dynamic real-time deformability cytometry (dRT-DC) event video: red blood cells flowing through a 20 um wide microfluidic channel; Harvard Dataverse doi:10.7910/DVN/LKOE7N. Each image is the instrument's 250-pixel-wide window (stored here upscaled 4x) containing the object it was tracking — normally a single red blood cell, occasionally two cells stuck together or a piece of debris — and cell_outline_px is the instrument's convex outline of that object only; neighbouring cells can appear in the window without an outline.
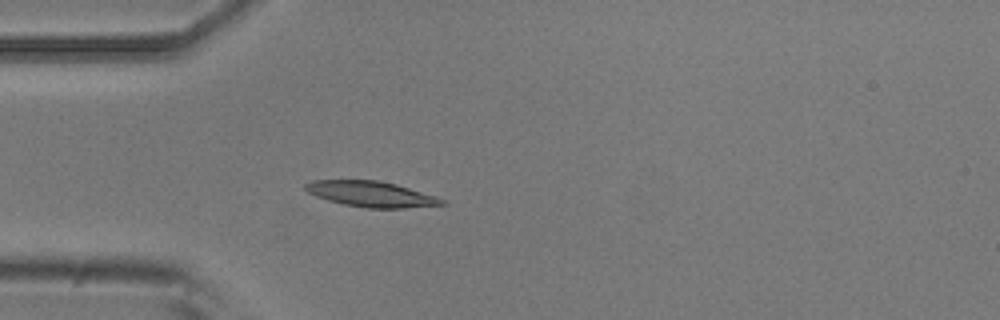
{"species": "common noctule bat (a hibernating species)", "species_latin": "Nyctalus noctula", "temperature_condition": "room temperature", "stored_images_in_passage": 3, "camera_frame_rate_fps": 3000, "um_per_image_px": 0.085, "animal": {"sex": "male", "body_mass_g": 20.5, "forearm_length_mm": 52.5}, "frame": {"image": 1, "passage_image": 3, "time_ms": 2.333, "image_size_px": [1000, 320], "cell_outline_px": [[448, 204], [404, 208], [368, 208], [344, 204], [328, 200], [316, 196], [308, 192], [304, 188], [304, 184], [312, 180], [380, 180], [396, 184], [436, 196], [444, 200]], "centroid_in_image_um": [31.55, 16.49], "position_along_channel_um": 53.4, "area_um2": 20.35}}